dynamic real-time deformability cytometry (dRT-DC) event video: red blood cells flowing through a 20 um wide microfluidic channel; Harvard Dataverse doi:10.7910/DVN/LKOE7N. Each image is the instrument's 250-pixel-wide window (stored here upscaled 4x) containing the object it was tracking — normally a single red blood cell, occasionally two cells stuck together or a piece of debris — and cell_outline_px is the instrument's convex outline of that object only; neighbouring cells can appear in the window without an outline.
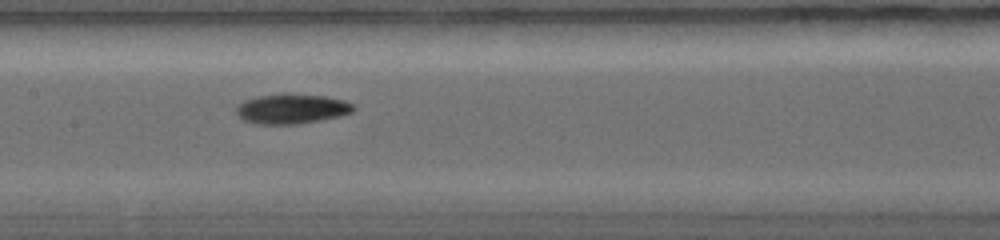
{"species": "common noctule bat (a hibernating species)", "species_latin": "Nyctalus noctula", "temperature_condition": "warm", "stored_images_in_passage": 25, "camera_frame_rate_fps": 5000, "um_per_image_px": 0.085, "animal": {"sex": "female", "body_mass_g": 19.0, "forearm_length_mm": 56.7}, "frame": {"image": 1, "passage_image": 8, "time_ms": 2.4, "image_size_px": [1000, 240], "cell_outline_px": [[356, 108], [352, 112], [340, 116], [320, 120], [296, 124], [252, 124], [236, 116], [236, 108], [240, 104], [248, 100], [260, 96], [324, 96], [340, 100], [352, 104]], "centroid_in_image_um": [24.78, 9.31], "position_along_channel_um": 182.6, "area_um2": 19.48}}
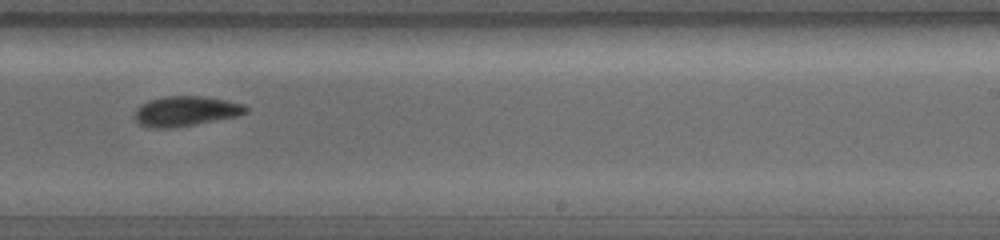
{"frame": {"image": 2, "passage_image": 11, "time_ms": 4.2, "image_size_px": [1000, 240], "cell_outline_px": [[248, 112], [240, 116], [172, 128], [148, 128], [136, 124], [132, 116], [136, 108], [152, 100], [168, 96], [204, 96], [244, 104], [248, 108]], "centroid_in_image_um": [15.77, 9.47], "position_along_channel_um": 273.2, "area_um2": 19.59}}